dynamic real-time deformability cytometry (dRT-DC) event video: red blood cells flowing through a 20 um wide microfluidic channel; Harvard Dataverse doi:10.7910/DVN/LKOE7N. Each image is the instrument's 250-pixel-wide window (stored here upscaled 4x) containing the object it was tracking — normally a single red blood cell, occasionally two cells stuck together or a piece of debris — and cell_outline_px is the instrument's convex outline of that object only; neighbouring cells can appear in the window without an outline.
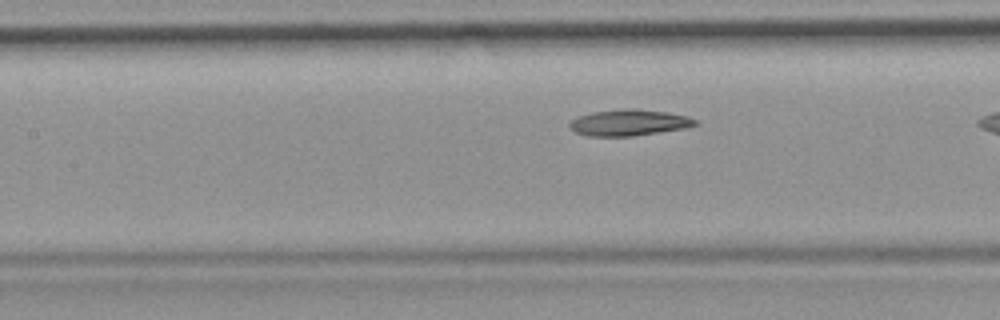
{"species": "common noctule bat (a hibernating species)", "species_latin": "Nyctalus noctula", "temperature_condition": "room temperature", "stored_images_in_passage": 32, "camera_frame_rate_fps": 3000, "um_per_image_px": 0.085, "animal": {"sex": "female", "body_mass_g": 19.9}, "frame": {"image": 1, "passage_image": 14, "time_ms": 4.333, "image_size_px": [1000, 320], "cell_outline_px": [[696, 124], [688, 128], [632, 136], [588, 136], [576, 132], [568, 128], [568, 124], [576, 116], [592, 112], [628, 108], [636, 108], [668, 112], [688, 116], [696, 120]], "centroid_in_image_um": [53.45, 10.42], "position_along_channel_um": 154.0, "area_um2": 19.36}}